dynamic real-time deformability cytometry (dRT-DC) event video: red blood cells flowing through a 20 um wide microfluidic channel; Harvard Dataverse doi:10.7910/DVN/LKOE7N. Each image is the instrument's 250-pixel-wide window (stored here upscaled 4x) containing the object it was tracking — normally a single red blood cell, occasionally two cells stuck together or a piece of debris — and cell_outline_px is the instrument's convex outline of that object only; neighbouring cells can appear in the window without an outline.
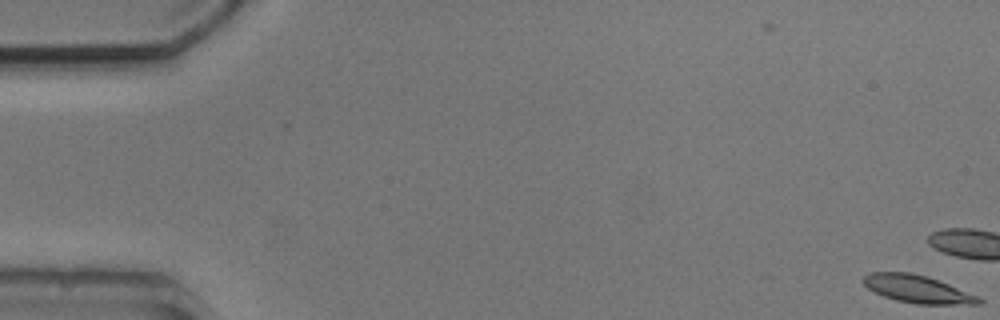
{"species": "common noctule bat (a hibernating species)", "species_latin": "Nyctalus noctula", "temperature_condition": "cold", "stored_images_in_passage": 3, "camera_frame_rate_fps": 3000, "um_per_image_px": 0.085, "animal": {"sex": "male", "body_mass_g": 20.5, "forearm_length_mm": 52.5}, "frame": {"image": 1, "passage_image": 1, "time_ms": 0.0, "image_size_px": [1000, 320], "cell_outline_px": [[984, 300], [980, 304], [916, 304], [896, 300], [884, 296], [868, 288], [860, 280], [864, 276], [872, 272], [908, 272], [928, 276], [948, 284], [976, 296]], "centroid_in_image_um": [77.95, 24.56], "position_along_channel_um": 7.0, "area_um2": 18.38}}